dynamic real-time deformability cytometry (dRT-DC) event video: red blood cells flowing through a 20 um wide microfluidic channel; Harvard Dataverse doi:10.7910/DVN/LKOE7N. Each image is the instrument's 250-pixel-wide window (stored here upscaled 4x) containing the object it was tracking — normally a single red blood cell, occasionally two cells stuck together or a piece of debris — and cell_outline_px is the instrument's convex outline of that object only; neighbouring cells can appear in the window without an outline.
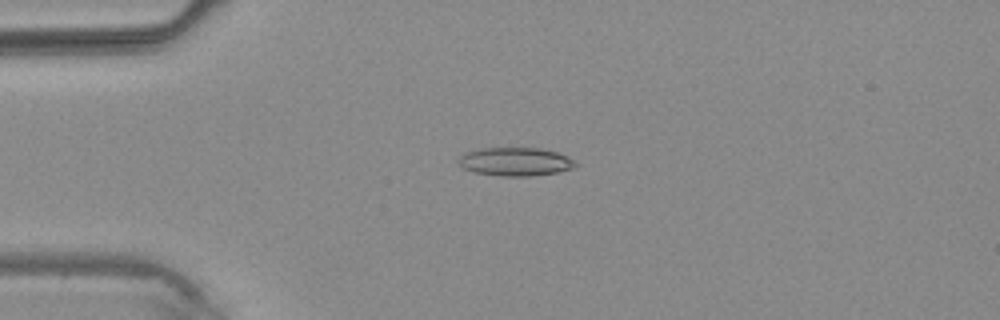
{"species": "common noctule bat (a hibernating species)", "species_latin": "Nyctalus noctula", "temperature_condition": "warm", "stored_images_in_passage": 3, "camera_frame_rate_fps": 3000, "um_per_image_px": 0.085, "animal": {"sex": "male", "body_mass_g": 20.4}, "frame": {"image": 1, "passage_image": 2, "time_ms": 1.333, "image_size_px": [1000, 320], "cell_outline_px": [[580, 164], [572, 168], [556, 172], [532, 176], [500, 176], [476, 172], [464, 168], [456, 160], [464, 152], [480, 148], [540, 148], [556, 152], [568, 156]], "centroid_in_image_um": [43.81, 13.73], "position_along_channel_um": 41.2, "area_um2": 19.42}}